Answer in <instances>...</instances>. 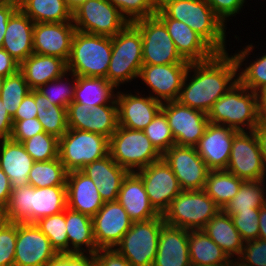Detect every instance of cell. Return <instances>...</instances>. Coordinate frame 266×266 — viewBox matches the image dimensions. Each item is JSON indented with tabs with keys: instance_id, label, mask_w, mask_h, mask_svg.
Listing matches in <instances>:
<instances>
[{
	"instance_id": "6da1fadb",
	"label": "cell",
	"mask_w": 266,
	"mask_h": 266,
	"mask_svg": "<svg viewBox=\"0 0 266 266\" xmlns=\"http://www.w3.org/2000/svg\"><path fill=\"white\" fill-rule=\"evenodd\" d=\"M237 72L236 59L228 52L217 53L204 62H190L178 101L208 114L213 104L238 81Z\"/></svg>"
},
{
	"instance_id": "7a4b0ae2",
	"label": "cell",
	"mask_w": 266,
	"mask_h": 266,
	"mask_svg": "<svg viewBox=\"0 0 266 266\" xmlns=\"http://www.w3.org/2000/svg\"><path fill=\"white\" fill-rule=\"evenodd\" d=\"M157 18H172L188 25L217 53H227L226 25L205 0H175L157 10Z\"/></svg>"
},
{
	"instance_id": "3957f363",
	"label": "cell",
	"mask_w": 266,
	"mask_h": 266,
	"mask_svg": "<svg viewBox=\"0 0 266 266\" xmlns=\"http://www.w3.org/2000/svg\"><path fill=\"white\" fill-rule=\"evenodd\" d=\"M207 116L209 123L238 131H253L261 123L256 93L239 80L213 104Z\"/></svg>"
},
{
	"instance_id": "277c9868",
	"label": "cell",
	"mask_w": 266,
	"mask_h": 266,
	"mask_svg": "<svg viewBox=\"0 0 266 266\" xmlns=\"http://www.w3.org/2000/svg\"><path fill=\"white\" fill-rule=\"evenodd\" d=\"M111 54L112 37L76 31L67 60V71L76 76L107 79Z\"/></svg>"
},
{
	"instance_id": "5b68a950",
	"label": "cell",
	"mask_w": 266,
	"mask_h": 266,
	"mask_svg": "<svg viewBox=\"0 0 266 266\" xmlns=\"http://www.w3.org/2000/svg\"><path fill=\"white\" fill-rule=\"evenodd\" d=\"M142 66V36L140 31L129 23L112 37L107 80L119 88L121 84L138 79Z\"/></svg>"
},
{
	"instance_id": "8992f818",
	"label": "cell",
	"mask_w": 266,
	"mask_h": 266,
	"mask_svg": "<svg viewBox=\"0 0 266 266\" xmlns=\"http://www.w3.org/2000/svg\"><path fill=\"white\" fill-rule=\"evenodd\" d=\"M109 155L128 172H136L162 159L144 131L122 126L109 138Z\"/></svg>"
},
{
	"instance_id": "52a82bcc",
	"label": "cell",
	"mask_w": 266,
	"mask_h": 266,
	"mask_svg": "<svg viewBox=\"0 0 266 266\" xmlns=\"http://www.w3.org/2000/svg\"><path fill=\"white\" fill-rule=\"evenodd\" d=\"M221 210L204 190H182L163 213L164 222L188 231L202 230Z\"/></svg>"
},
{
	"instance_id": "ba28073f",
	"label": "cell",
	"mask_w": 266,
	"mask_h": 266,
	"mask_svg": "<svg viewBox=\"0 0 266 266\" xmlns=\"http://www.w3.org/2000/svg\"><path fill=\"white\" fill-rule=\"evenodd\" d=\"M109 154V138L102 134L69 128L59 138L58 157L68 172L81 170Z\"/></svg>"
},
{
	"instance_id": "9c48e42d",
	"label": "cell",
	"mask_w": 266,
	"mask_h": 266,
	"mask_svg": "<svg viewBox=\"0 0 266 266\" xmlns=\"http://www.w3.org/2000/svg\"><path fill=\"white\" fill-rule=\"evenodd\" d=\"M164 223L162 214L146 221L132 222L115 249L132 266H153Z\"/></svg>"
},
{
	"instance_id": "30bf717a",
	"label": "cell",
	"mask_w": 266,
	"mask_h": 266,
	"mask_svg": "<svg viewBox=\"0 0 266 266\" xmlns=\"http://www.w3.org/2000/svg\"><path fill=\"white\" fill-rule=\"evenodd\" d=\"M132 24L142 36L143 64L190 63L179 54L166 26L156 16L139 19Z\"/></svg>"
},
{
	"instance_id": "8fae6325",
	"label": "cell",
	"mask_w": 266,
	"mask_h": 266,
	"mask_svg": "<svg viewBox=\"0 0 266 266\" xmlns=\"http://www.w3.org/2000/svg\"><path fill=\"white\" fill-rule=\"evenodd\" d=\"M76 31L113 37L128 20L108 0H88L72 12Z\"/></svg>"
},
{
	"instance_id": "7c38bea8",
	"label": "cell",
	"mask_w": 266,
	"mask_h": 266,
	"mask_svg": "<svg viewBox=\"0 0 266 266\" xmlns=\"http://www.w3.org/2000/svg\"><path fill=\"white\" fill-rule=\"evenodd\" d=\"M226 171L244 181L266 179L262 155L253 131H238L234 135Z\"/></svg>"
},
{
	"instance_id": "4fadbf2b",
	"label": "cell",
	"mask_w": 266,
	"mask_h": 266,
	"mask_svg": "<svg viewBox=\"0 0 266 266\" xmlns=\"http://www.w3.org/2000/svg\"><path fill=\"white\" fill-rule=\"evenodd\" d=\"M161 110L168 119L175 144L195 147L209 124L207 114L178 100L162 103Z\"/></svg>"
},
{
	"instance_id": "5bb4252c",
	"label": "cell",
	"mask_w": 266,
	"mask_h": 266,
	"mask_svg": "<svg viewBox=\"0 0 266 266\" xmlns=\"http://www.w3.org/2000/svg\"><path fill=\"white\" fill-rule=\"evenodd\" d=\"M162 158L171 167L182 190H204L210 169L199 156L196 147L175 144Z\"/></svg>"
},
{
	"instance_id": "9a60e30c",
	"label": "cell",
	"mask_w": 266,
	"mask_h": 266,
	"mask_svg": "<svg viewBox=\"0 0 266 266\" xmlns=\"http://www.w3.org/2000/svg\"><path fill=\"white\" fill-rule=\"evenodd\" d=\"M136 173L143 181L150 204L163 215L172 200L182 191L171 167L162 158Z\"/></svg>"
},
{
	"instance_id": "2e32d148",
	"label": "cell",
	"mask_w": 266,
	"mask_h": 266,
	"mask_svg": "<svg viewBox=\"0 0 266 266\" xmlns=\"http://www.w3.org/2000/svg\"><path fill=\"white\" fill-rule=\"evenodd\" d=\"M190 63H176L165 65L143 64L139 79L144 81L153 94V99L165 103L178 100L183 80Z\"/></svg>"
},
{
	"instance_id": "e0dca14e",
	"label": "cell",
	"mask_w": 266,
	"mask_h": 266,
	"mask_svg": "<svg viewBox=\"0 0 266 266\" xmlns=\"http://www.w3.org/2000/svg\"><path fill=\"white\" fill-rule=\"evenodd\" d=\"M57 255L35 223H17L14 266H46Z\"/></svg>"
},
{
	"instance_id": "ac0fdd59",
	"label": "cell",
	"mask_w": 266,
	"mask_h": 266,
	"mask_svg": "<svg viewBox=\"0 0 266 266\" xmlns=\"http://www.w3.org/2000/svg\"><path fill=\"white\" fill-rule=\"evenodd\" d=\"M67 109L68 128L95 132L110 138L118 127L117 104H89L71 102Z\"/></svg>"
},
{
	"instance_id": "d6986e66",
	"label": "cell",
	"mask_w": 266,
	"mask_h": 266,
	"mask_svg": "<svg viewBox=\"0 0 266 266\" xmlns=\"http://www.w3.org/2000/svg\"><path fill=\"white\" fill-rule=\"evenodd\" d=\"M92 223L98 249L115 248L132 225L128 214L117 200L105 202L92 217Z\"/></svg>"
},
{
	"instance_id": "ffe728a7",
	"label": "cell",
	"mask_w": 266,
	"mask_h": 266,
	"mask_svg": "<svg viewBox=\"0 0 266 266\" xmlns=\"http://www.w3.org/2000/svg\"><path fill=\"white\" fill-rule=\"evenodd\" d=\"M234 128L209 123L195 146L199 156L210 170H226L230 158Z\"/></svg>"
},
{
	"instance_id": "44dd1931",
	"label": "cell",
	"mask_w": 266,
	"mask_h": 266,
	"mask_svg": "<svg viewBox=\"0 0 266 266\" xmlns=\"http://www.w3.org/2000/svg\"><path fill=\"white\" fill-rule=\"evenodd\" d=\"M75 32L73 22L35 23L33 30L34 53L56 56L67 62Z\"/></svg>"
},
{
	"instance_id": "7402d4cb",
	"label": "cell",
	"mask_w": 266,
	"mask_h": 266,
	"mask_svg": "<svg viewBox=\"0 0 266 266\" xmlns=\"http://www.w3.org/2000/svg\"><path fill=\"white\" fill-rule=\"evenodd\" d=\"M116 92L118 126L143 131L161 110L162 103L150 95Z\"/></svg>"
},
{
	"instance_id": "603a6c76",
	"label": "cell",
	"mask_w": 266,
	"mask_h": 266,
	"mask_svg": "<svg viewBox=\"0 0 266 266\" xmlns=\"http://www.w3.org/2000/svg\"><path fill=\"white\" fill-rule=\"evenodd\" d=\"M170 34L179 54L189 62H204L217 52L188 25L172 18H158Z\"/></svg>"
},
{
	"instance_id": "cb8c5ba5",
	"label": "cell",
	"mask_w": 266,
	"mask_h": 266,
	"mask_svg": "<svg viewBox=\"0 0 266 266\" xmlns=\"http://www.w3.org/2000/svg\"><path fill=\"white\" fill-rule=\"evenodd\" d=\"M99 189L81 170L68 172L66 182L67 207L93 217L103 206Z\"/></svg>"
},
{
	"instance_id": "d4e9b609",
	"label": "cell",
	"mask_w": 266,
	"mask_h": 266,
	"mask_svg": "<svg viewBox=\"0 0 266 266\" xmlns=\"http://www.w3.org/2000/svg\"><path fill=\"white\" fill-rule=\"evenodd\" d=\"M153 266H191L188 230L167 223L162 225Z\"/></svg>"
},
{
	"instance_id": "484cf974",
	"label": "cell",
	"mask_w": 266,
	"mask_h": 266,
	"mask_svg": "<svg viewBox=\"0 0 266 266\" xmlns=\"http://www.w3.org/2000/svg\"><path fill=\"white\" fill-rule=\"evenodd\" d=\"M117 201L132 222L146 221L160 215L150 204L143 181L136 172H128L123 179Z\"/></svg>"
},
{
	"instance_id": "4316f807",
	"label": "cell",
	"mask_w": 266,
	"mask_h": 266,
	"mask_svg": "<svg viewBox=\"0 0 266 266\" xmlns=\"http://www.w3.org/2000/svg\"><path fill=\"white\" fill-rule=\"evenodd\" d=\"M34 24L20 8L8 20L2 48L19 64L34 53Z\"/></svg>"
},
{
	"instance_id": "83f0119b",
	"label": "cell",
	"mask_w": 266,
	"mask_h": 266,
	"mask_svg": "<svg viewBox=\"0 0 266 266\" xmlns=\"http://www.w3.org/2000/svg\"><path fill=\"white\" fill-rule=\"evenodd\" d=\"M81 171L93 180L104 203L118 199L122 181L128 174L109 154L86 165Z\"/></svg>"
},
{
	"instance_id": "f1b7e54d",
	"label": "cell",
	"mask_w": 266,
	"mask_h": 266,
	"mask_svg": "<svg viewBox=\"0 0 266 266\" xmlns=\"http://www.w3.org/2000/svg\"><path fill=\"white\" fill-rule=\"evenodd\" d=\"M34 162L22 143L0 140V168L9 177L12 189L29 185L28 175Z\"/></svg>"
},
{
	"instance_id": "f546056e",
	"label": "cell",
	"mask_w": 266,
	"mask_h": 266,
	"mask_svg": "<svg viewBox=\"0 0 266 266\" xmlns=\"http://www.w3.org/2000/svg\"><path fill=\"white\" fill-rule=\"evenodd\" d=\"M31 90L64 75L67 71V62L56 56L33 53L27 57L19 67Z\"/></svg>"
},
{
	"instance_id": "4dcf8cb0",
	"label": "cell",
	"mask_w": 266,
	"mask_h": 266,
	"mask_svg": "<svg viewBox=\"0 0 266 266\" xmlns=\"http://www.w3.org/2000/svg\"><path fill=\"white\" fill-rule=\"evenodd\" d=\"M66 231L68 254L94 255L98 250L94 234L92 217L66 208ZM84 249L82 246H84ZM85 252V253H84Z\"/></svg>"
},
{
	"instance_id": "1f68e13d",
	"label": "cell",
	"mask_w": 266,
	"mask_h": 266,
	"mask_svg": "<svg viewBox=\"0 0 266 266\" xmlns=\"http://www.w3.org/2000/svg\"><path fill=\"white\" fill-rule=\"evenodd\" d=\"M230 259L238 258L244 241L234 226L232 217L222 209L202 229Z\"/></svg>"
},
{
	"instance_id": "d6a6232c",
	"label": "cell",
	"mask_w": 266,
	"mask_h": 266,
	"mask_svg": "<svg viewBox=\"0 0 266 266\" xmlns=\"http://www.w3.org/2000/svg\"><path fill=\"white\" fill-rule=\"evenodd\" d=\"M191 265L228 266V255L203 231H188Z\"/></svg>"
},
{
	"instance_id": "836d02e7",
	"label": "cell",
	"mask_w": 266,
	"mask_h": 266,
	"mask_svg": "<svg viewBox=\"0 0 266 266\" xmlns=\"http://www.w3.org/2000/svg\"><path fill=\"white\" fill-rule=\"evenodd\" d=\"M67 208L66 185L33 187L31 185V223L58 214Z\"/></svg>"
},
{
	"instance_id": "e575fe53",
	"label": "cell",
	"mask_w": 266,
	"mask_h": 266,
	"mask_svg": "<svg viewBox=\"0 0 266 266\" xmlns=\"http://www.w3.org/2000/svg\"><path fill=\"white\" fill-rule=\"evenodd\" d=\"M116 88L106 78L76 76L73 102L89 104L90 107L116 103ZM115 90V91H114Z\"/></svg>"
},
{
	"instance_id": "d590c367",
	"label": "cell",
	"mask_w": 266,
	"mask_h": 266,
	"mask_svg": "<svg viewBox=\"0 0 266 266\" xmlns=\"http://www.w3.org/2000/svg\"><path fill=\"white\" fill-rule=\"evenodd\" d=\"M19 8L34 23L72 22L65 0H19Z\"/></svg>"
},
{
	"instance_id": "8d00e7d4",
	"label": "cell",
	"mask_w": 266,
	"mask_h": 266,
	"mask_svg": "<svg viewBox=\"0 0 266 266\" xmlns=\"http://www.w3.org/2000/svg\"><path fill=\"white\" fill-rule=\"evenodd\" d=\"M244 180L226 170H210L204 191L223 209L238 193Z\"/></svg>"
},
{
	"instance_id": "74e56055",
	"label": "cell",
	"mask_w": 266,
	"mask_h": 266,
	"mask_svg": "<svg viewBox=\"0 0 266 266\" xmlns=\"http://www.w3.org/2000/svg\"><path fill=\"white\" fill-rule=\"evenodd\" d=\"M253 49L254 46L252 44L247 45L239 52L233 54V56L238 65V80L246 88L256 93L259 89L266 86V53H263V56L260 55L254 61H250V65L245 63V68H243V62L248 59V55H251L250 52H253Z\"/></svg>"
},
{
	"instance_id": "f35d334b",
	"label": "cell",
	"mask_w": 266,
	"mask_h": 266,
	"mask_svg": "<svg viewBox=\"0 0 266 266\" xmlns=\"http://www.w3.org/2000/svg\"><path fill=\"white\" fill-rule=\"evenodd\" d=\"M35 104L37 118L42 124L45 133L52 134L58 139L62 137L68 128L67 109L48 101L44 95L35 90Z\"/></svg>"
},
{
	"instance_id": "ab89813d",
	"label": "cell",
	"mask_w": 266,
	"mask_h": 266,
	"mask_svg": "<svg viewBox=\"0 0 266 266\" xmlns=\"http://www.w3.org/2000/svg\"><path fill=\"white\" fill-rule=\"evenodd\" d=\"M266 179L258 181H244L238 193L222 209L229 216H233L238 211L250 210V208H260L266 204Z\"/></svg>"
},
{
	"instance_id": "60d3db41",
	"label": "cell",
	"mask_w": 266,
	"mask_h": 266,
	"mask_svg": "<svg viewBox=\"0 0 266 266\" xmlns=\"http://www.w3.org/2000/svg\"><path fill=\"white\" fill-rule=\"evenodd\" d=\"M68 171L59 157L49 161L34 162L28 179L33 187H53L66 185Z\"/></svg>"
},
{
	"instance_id": "b9f144b4",
	"label": "cell",
	"mask_w": 266,
	"mask_h": 266,
	"mask_svg": "<svg viewBox=\"0 0 266 266\" xmlns=\"http://www.w3.org/2000/svg\"><path fill=\"white\" fill-rule=\"evenodd\" d=\"M35 224L47 236L58 254H68L66 209L58 214L39 219Z\"/></svg>"
},
{
	"instance_id": "7bdbcfd3",
	"label": "cell",
	"mask_w": 266,
	"mask_h": 266,
	"mask_svg": "<svg viewBox=\"0 0 266 266\" xmlns=\"http://www.w3.org/2000/svg\"><path fill=\"white\" fill-rule=\"evenodd\" d=\"M67 75H71V84ZM75 87L76 75L72 72L66 71V73L59 78L40 86L37 91L48 98L49 102L67 108L74 99Z\"/></svg>"
},
{
	"instance_id": "ee69618b",
	"label": "cell",
	"mask_w": 266,
	"mask_h": 266,
	"mask_svg": "<svg viewBox=\"0 0 266 266\" xmlns=\"http://www.w3.org/2000/svg\"><path fill=\"white\" fill-rule=\"evenodd\" d=\"M29 92L31 89L20 71L5 78L0 99L11 117Z\"/></svg>"
},
{
	"instance_id": "f6af8a7d",
	"label": "cell",
	"mask_w": 266,
	"mask_h": 266,
	"mask_svg": "<svg viewBox=\"0 0 266 266\" xmlns=\"http://www.w3.org/2000/svg\"><path fill=\"white\" fill-rule=\"evenodd\" d=\"M5 215L8 222L31 223V185L12 189Z\"/></svg>"
},
{
	"instance_id": "bcb514c9",
	"label": "cell",
	"mask_w": 266,
	"mask_h": 266,
	"mask_svg": "<svg viewBox=\"0 0 266 266\" xmlns=\"http://www.w3.org/2000/svg\"><path fill=\"white\" fill-rule=\"evenodd\" d=\"M22 144L35 162L58 158L59 139L52 134L41 132Z\"/></svg>"
},
{
	"instance_id": "7dc6e473",
	"label": "cell",
	"mask_w": 266,
	"mask_h": 266,
	"mask_svg": "<svg viewBox=\"0 0 266 266\" xmlns=\"http://www.w3.org/2000/svg\"><path fill=\"white\" fill-rule=\"evenodd\" d=\"M150 142L163 155L171 146L175 145L168 119L160 110L154 119L143 130Z\"/></svg>"
},
{
	"instance_id": "c3c4849f",
	"label": "cell",
	"mask_w": 266,
	"mask_h": 266,
	"mask_svg": "<svg viewBox=\"0 0 266 266\" xmlns=\"http://www.w3.org/2000/svg\"><path fill=\"white\" fill-rule=\"evenodd\" d=\"M121 14L133 23L139 19L155 16L157 10L153 0H108Z\"/></svg>"
},
{
	"instance_id": "681fc988",
	"label": "cell",
	"mask_w": 266,
	"mask_h": 266,
	"mask_svg": "<svg viewBox=\"0 0 266 266\" xmlns=\"http://www.w3.org/2000/svg\"><path fill=\"white\" fill-rule=\"evenodd\" d=\"M232 217L237 231L244 242L258 239L259 237V208H250L238 211Z\"/></svg>"
},
{
	"instance_id": "f907efd6",
	"label": "cell",
	"mask_w": 266,
	"mask_h": 266,
	"mask_svg": "<svg viewBox=\"0 0 266 266\" xmlns=\"http://www.w3.org/2000/svg\"><path fill=\"white\" fill-rule=\"evenodd\" d=\"M17 223L6 221L0 226V266H14Z\"/></svg>"
},
{
	"instance_id": "816d5d0a",
	"label": "cell",
	"mask_w": 266,
	"mask_h": 266,
	"mask_svg": "<svg viewBox=\"0 0 266 266\" xmlns=\"http://www.w3.org/2000/svg\"><path fill=\"white\" fill-rule=\"evenodd\" d=\"M237 259L247 266H266V241L258 238L244 242Z\"/></svg>"
},
{
	"instance_id": "f5cc1de1",
	"label": "cell",
	"mask_w": 266,
	"mask_h": 266,
	"mask_svg": "<svg viewBox=\"0 0 266 266\" xmlns=\"http://www.w3.org/2000/svg\"><path fill=\"white\" fill-rule=\"evenodd\" d=\"M41 132H44V129L38 118L19 120L13 122L10 139L22 143Z\"/></svg>"
},
{
	"instance_id": "db71d44e",
	"label": "cell",
	"mask_w": 266,
	"mask_h": 266,
	"mask_svg": "<svg viewBox=\"0 0 266 266\" xmlns=\"http://www.w3.org/2000/svg\"><path fill=\"white\" fill-rule=\"evenodd\" d=\"M213 9L215 15L226 25V20L236 16L244 6L246 0H205Z\"/></svg>"
},
{
	"instance_id": "11a10c76",
	"label": "cell",
	"mask_w": 266,
	"mask_h": 266,
	"mask_svg": "<svg viewBox=\"0 0 266 266\" xmlns=\"http://www.w3.org/2000/svg\"><path fill=\"white\" fill-rule=\"evenodd\" d=\"M94 266H132L115 248L98 249L94 254Z\"/></svg>"
},
{
	"instance_id": "9f6ffc18",
	"label": "cell",
	"mask_w": 266,
	"mask_h": 266,
	"mask_svg": "<svg viewBox=\"0 0 266 266\" xmlns=\"http://www.w3.org/2000/svg\"><path fill=\"white\" fill-rule=\"evenodd\" d=\"M46 266H94V255L58 254Z\"/></svg>"
},
{
	"instance_id": "6f0895ef",
	"label": "cell",
	"mask_w": 266,
	"mask_h": 266,
	"mask_svg": "<svg viewBox=\"0 0 266 266\" xmlns=\"http://www.w3.org/2000/svg\"><path fill=\"white\" fill-rule=\"evenodd\" d=\"M37 118V108L35 104V90H31L17 108L15 115L12 117V122L19 120Z\"/></svg>"
},
{
	"instance_id": "680465c9",
	"label": "cell",
	"mask_w": 266,
	"mask_h": 266,
	"mask_svg": "<svg viewBox=\"0 0 266 266\" xmlns=\"http://www.w3.org/2000/svg\"><path fill=\"white\" fill-rule=\"evenodd\" d=\"M18 8H19L18 1L15 0L0 1V48H2L5 31L8 25V20Z\"/></svg>"
},
{
	"instance_id": "91938a15",
	"label": "cell",
	"mask_w": 266,
	"mask_h": 266,
	"mask_svg": "<svg viewBox=\"0 0 266 266\" xmlns=\"http://www.w3.org/2000/svg\"><path fill=\"white\" fill-rule=\"evenodd\" d=\"M20 64L3 48H0V75L7 77L19 71Z\"/></svg>"
},
{
	"instance_id": "94428289",
	"label": "cell",
	"mask_w": 266,
	"mask_h": 266,
	"mask_svg": "<svg viewBox=\"0 0 266 266\" xmlns=\"http://www.w3.org/2000/svg\"><path fill=\"white\" fill-rule=\"evenodd\" d=\"M12 127V117L9 115L2 100L0 99V140L10 139Z\"/></svg>"
},
{
	"instance_id": "6125c7cd",
	"label": "cell",
	"mask_w": 266,
	"mask_h": 266,
	"mask_svg": "<svg viewBox=\"0 0 266 266\" xmlns=\"http://www.w3.org/2000/svg\"><path fill=\"white\" fill-rule=\"evenodd\" d=\"M11 182L6 173L0 168V204L6 207L11 196Z\"/></svg>"
},
{
	"instance_id": "be15d7a7",
	"label": "cell",
	"mask_w": 266,
	"mask_h": 266,
	"mask_svg": "<svg viewBox=\"0 0 266 266\" xmlns=\"http://www.w3.org/2000/svg\"><path fill=\"white\" fill-rule=\"evenodd\" d=\"M254 132L259 142L260 151L262 155V163L266 173V127L260 123L255 129Z\"/></svg>"
},
{
	"instance_id": "e7e4bbea",
	"label": "cell",
	"mask_w": 266,
	"mask_h": 266,
	"mask_svg": "<svg viewBox=\"0 0 266 266\" xmlns=\"http://www.w3.org/2000/svg\"><path fill=\"white\" fill-rule=\"evenodd\" d=\"M260 121L266 118V86L256 92Z\"/></svg>"
},
{
	"instance_id": "03108f58",
	"label": "cell",
	"mask_w": 266,
	"mask_h": 266,
	"mask_svg": "<svg viewBox=\"0 0 266 266\" xmlns=\"http://www.w3.org/2000/svg\"><path fill=\"white\" fill-rule=\"evenodd\" d=\"M259 239L266 241V204L259 208Z\"/></svg>"
},
{
	"instance_id": "003e7915",
	"label": "cell",
	"mask_w": 266,
	"mask_h": 266,
	"mask_svg": "<svg viewBox=\"0 0 266 266\" xmlns=\"http://www.w3.org/2000/svg\"><path fill=\"white\" fill-rule=\"evenodd\" d=\"M67 7L73 12L83 3H86L88 0H65Z\"/></svg>"
},
{
	"instance_id": "a7ac6f4b",
	"label": "cell",
	"mask_w": 266,
	"mask_h": 266,
	"mask_svg": "<svg viewBox=\"0 0 266 266\" xmlns=\"http://www.w3.org/2000/svg\"><path fill=\"white\" fill-rule=\"evenodd\" d=\"M175 0H153L156 10H160L165 4Z\"/></svg>"
},
{
	"instance_id": "89a4df30",
	"label": "cell",
	"mask_w": 266,
	"mask_h": 266,
	"mask_svg": "<svg viewBox=\"0 0 266 266\" xmlns=\"http://www.w3.org/2000/svg\"><path fill=\"white\" fill-rule=\"evenodd\" d=\"M7 221L5 215V207L0 204V226Z\"/></svg>"
},
{
	"instance_id": "2644e50d",
	"label": "cell",
	"mask_w": 266,
	"mask_h": 266,
	"mask_svg": "<svg viewBox=\"0 0 266 266\" xmlns=\"http://www.w3.org/2000/svg\"><path fill=\"white\" fill-rule=\"evenodd\" d=\"M235 260V261H234ZM237 260V261H236ZM228 266H247L245 264H243L241 261H239L238 259H236L235 257L233 259L230 260L229 265Z\"/></svg>"
},
{
	"instance_id": "8c879c8a",
	"label": "cell",
	"mask_w": 266,
	"mask_h": 266,
	"mask_svg": "<svg viewBox=\"0 0 266 266\" xmlns=\"http://www.w3.org/2000/svg\"><path fill=\"white\" fill-rule=\"evenodd\" d=\"M5 78L6 77L0 75V94H1V90H2V87H3L4 81H5Z\"/></svg>"
},
{
	"instance_id": "753ad0ef",
	"label": "cell",
	"mask_w": 266,
	"mask_h": 266,
	"mask_svg": "<svg viewBox=\"0 0 266 266\" xmlns=\"http://www.w3.org/2000/svg\"><path fill=\"white\" fill-rule=\"evenodd\" d=\"M261 123L266 127V118Z\"/></svg>"
}]
</instances>
